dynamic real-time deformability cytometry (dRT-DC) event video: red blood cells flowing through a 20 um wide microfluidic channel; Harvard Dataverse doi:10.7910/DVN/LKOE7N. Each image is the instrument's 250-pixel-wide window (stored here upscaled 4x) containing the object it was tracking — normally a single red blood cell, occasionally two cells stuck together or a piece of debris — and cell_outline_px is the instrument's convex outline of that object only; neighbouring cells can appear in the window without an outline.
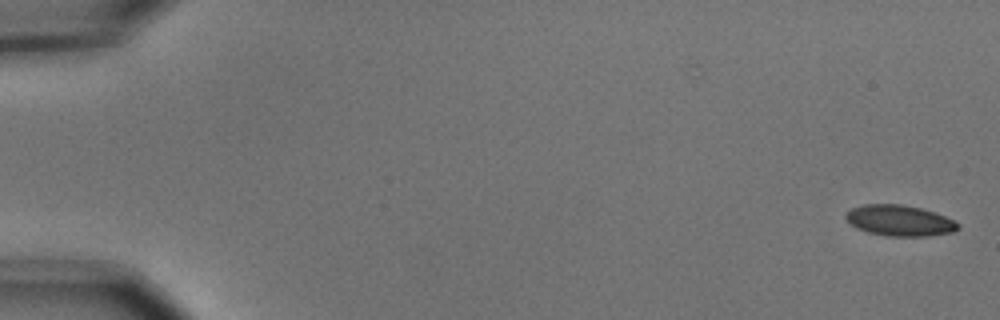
{"species": "common noctule bat (a hibernating species)", "species_latin": "Nyctalus noctula", "temperature_condition": "cold", "stored_images_in_passage": 6, "segment_of_instrument_passage": [1, 2], "camera_frame_rate_fps": 3000, "um_per_image_px": 0.085, "animal": {"sex": "male", "body_mass_g": 15.6}, "frame": {"image": 1, "passage_image": 1, "time_ms": 0.0, "image_size_px": [1000, 320], "cell_outline_px": [[960, 228], [952, 232], [928, 236], [888, 236], [868, 232], [856, 228], [844, 216], [852, 208], [864, 204], [900, 204], [920, 208], [956, 220], [960, 224]], "centroid_in_image_um": [76.49, 18.75], "position_along_channel_um": 8.5, "area_um2": 20.06}}
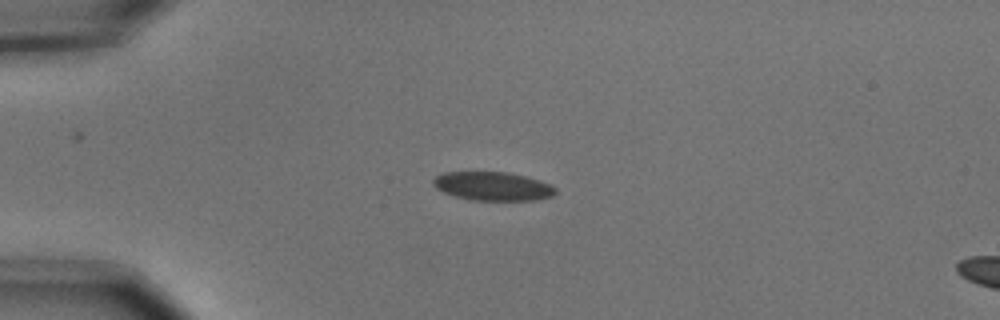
{"frame": {"image": 2, "passage_image": 4, "time_ms": 1.0, "image_size_px": [1000, 320], "cell_outline_px": [[556, 192], [552, 196], [536, 200], [472, 200], [456, 196], [444, 192], [436, 188], [432, 184], [432, 180], [436, 176], [444, 172], [508, 172], [540, 180], [556, 188]], "centroid_in_image_um": [41.87, 15.82], "position_along_channel_um": 43.1, "area_um2": 20.35}}